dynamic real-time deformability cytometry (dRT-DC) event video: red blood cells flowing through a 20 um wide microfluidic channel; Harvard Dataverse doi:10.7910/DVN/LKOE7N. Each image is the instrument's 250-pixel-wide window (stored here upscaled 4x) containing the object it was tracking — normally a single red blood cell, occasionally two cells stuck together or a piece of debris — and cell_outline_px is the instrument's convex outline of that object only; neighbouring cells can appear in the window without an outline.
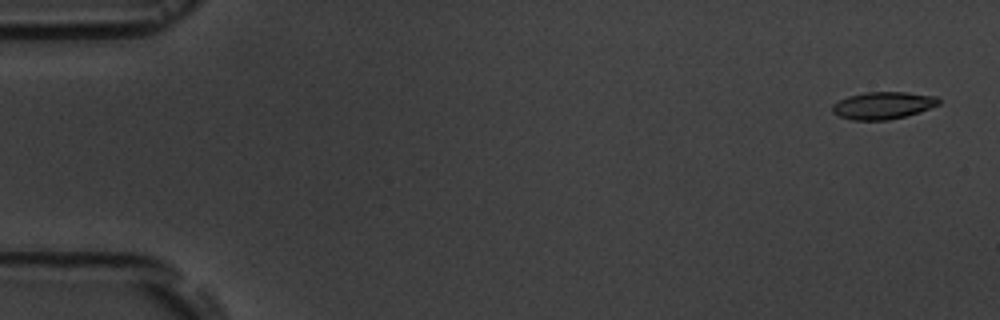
{"species": "common noctule bat (a hibernating species)", "species_latin": "Nyctalus noctula", "temperature_condition": "room temperature", "stored_images_in_passage": 7, "camera_frame_rate_fps": 3000, "um_per_image_px": 0.085, "animal": {"sex": "male", "body_mass_g": 19.5, "forearm_length_mm": 54.6}, "frame": {"image": 1, "passage_image": 1, "time_ms": 0.0, "image_size_px": [1000, 320], "cell_outline_px": [[940, 104], [920, 112], [888, 120], [852, 120], [840, 116], [832, 112], [832, 104], [848, 96], [864, 92], [904, 92], [936, 96], [940, 100]], "centroid_in_image_um": [75.05, 8.96], "position_along_channel_um": 9.9, "area_um2": 16.88}}
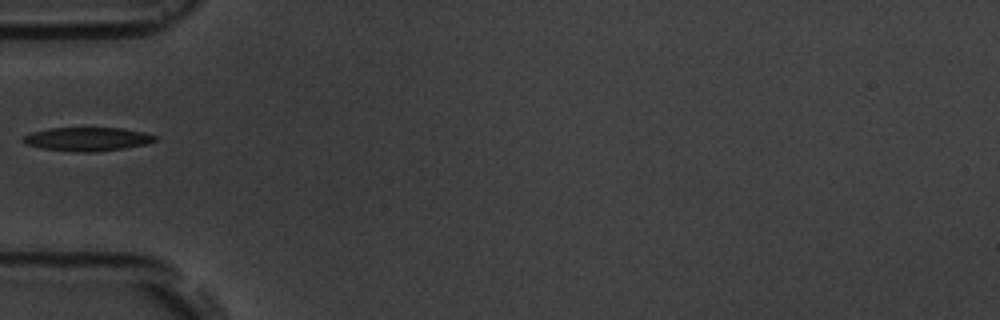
{"frame": {"image": 2, "passage_image": 6, "time_ms": 5.667, "image_size_px": [1000, 320], "cell_outline_px": [[156, 140], [144, 144], [124, 148], [92, 152], [76, 152], [44, 148], [28, 144], [20, 140], [24, 136], [32, 132], [48, 128], [124, 128], [144, 132], [156, 136]], "centroid_in_image_um": [7.42, 11.81], "position_along_channel_um": 77.6, "area_um2": 17.98}}
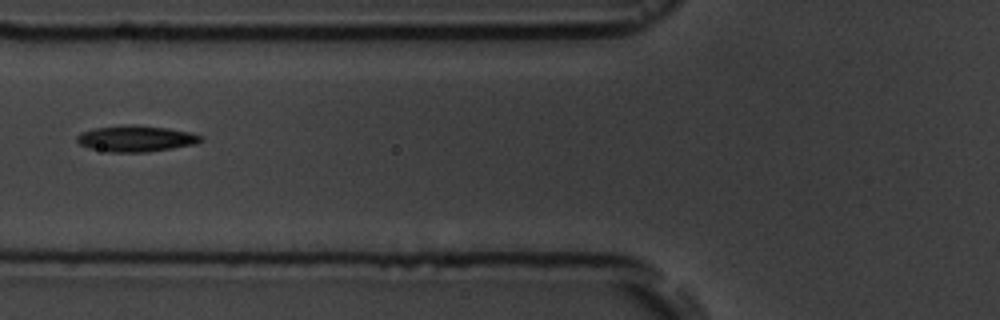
{"frame": {"image": 3, "passage_image": 7, "time_ms": 6.667, "image_size_px": [1000, 320], "cell_outline_px": [[200, 140], [196, 144], [172, 148], [144, 152], [108, 152], [88, 148], [80, 144], [76, 140], [76, 136], [80, 132], [92, 128], [124, 124], [136, 124], [168, 128], [192, 132], [200, 136]], "centroid_in_image_um": [11.49, 11.76], "position_along_channel_um": 114.3, "area_um2": 19.07}}